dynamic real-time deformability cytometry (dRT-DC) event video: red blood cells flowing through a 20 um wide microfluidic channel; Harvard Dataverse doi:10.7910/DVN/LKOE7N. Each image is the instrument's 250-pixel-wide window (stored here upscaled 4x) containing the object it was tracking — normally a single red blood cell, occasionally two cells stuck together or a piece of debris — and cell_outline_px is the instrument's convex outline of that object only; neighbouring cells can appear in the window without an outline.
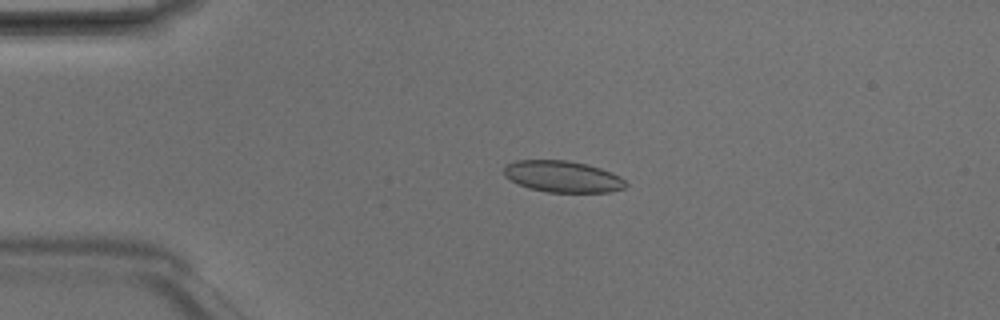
{"species": "Egyptian fruit bat (a non-hibernating species)", "species_latin": "Rousettus aegyptiacus", "temperature_condition": "room temperature", "stored_images_in_passage": 5, "camera_frame_rate_fps": 3000, "um_per_image_px": 0.085, "animal": {"sex": "male"}, "frame": {"image": 1, "passage_image": 3, "time_ms": 0.667, "image_size_px": [1000, 320], "cell_outline_px": [[628, 184], [624, 188], [608, 192], [548, 192], [528, 188], [504, 176], [504, 168], [508, 164], [516, 160], [568, 160], [588, 164], [612, 172], [620, 176]], "centroid_in_image_um": [47.85, 15.0], "position_along_channel_um": 37.1, "area_um2": 22.31}}